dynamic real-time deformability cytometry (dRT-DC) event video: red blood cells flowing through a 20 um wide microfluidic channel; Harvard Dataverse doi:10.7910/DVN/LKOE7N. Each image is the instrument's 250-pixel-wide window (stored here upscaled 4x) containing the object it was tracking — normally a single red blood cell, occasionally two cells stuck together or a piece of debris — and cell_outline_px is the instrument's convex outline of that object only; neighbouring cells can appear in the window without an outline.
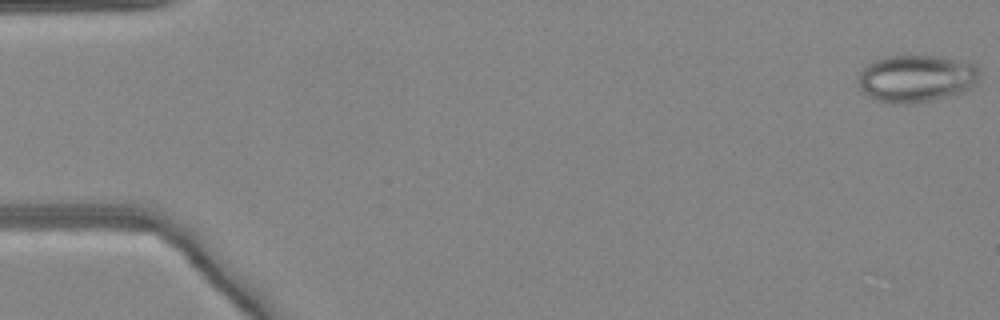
{"species": "common noctule bat (a hibernating species)", "species_latin": "Nyctalus noctula", "temperature_condition": "warm", "stored_images_in_passage": 43, "camera_frame_rate_fps": 3000, "um_per_image_px": 0.085, "animal": {"sex": "female", "body_mass_g": 24.6, "forearm_length_mm": 56.2}, "frame": {"image": 1, "passage_image": 1, "time_ms": 0.0, "image_size_px": [1000, 320], "cell_outline_px": [[980, 80], [972, 88], [964, 92], [932, 100], [908, 104], [892, 104], [876, 100], [860, 92], [860, 72], [872, 60], [884, 56], [940, 56], [972, 64], [980, 68]], "centroid_in_image_um": [77.9, 6.68], "position_along_channel_um": 7.1, "area_um2": 33.76}}
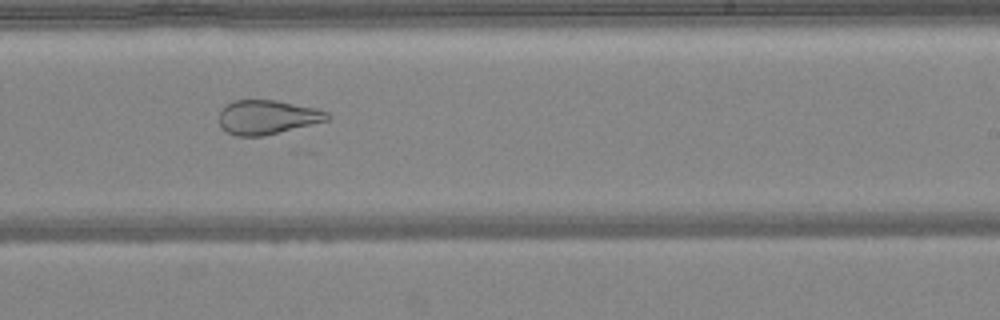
{"frame": {"image": 2, "passage_image": 30, "time_ms": 9.667, "image_size_px": [1000, 320], "cell_outline_px": [[328, 120], [260, 136], [236, 136], [220, 128], [220, 108], [224, 104], [236, 100], [276, 100], [316, 108], [328, 112]], "centroid_in_image_um": [22.66, 9.94], "position_along_channel_um": 266.3, "area_um2": 21.33}}
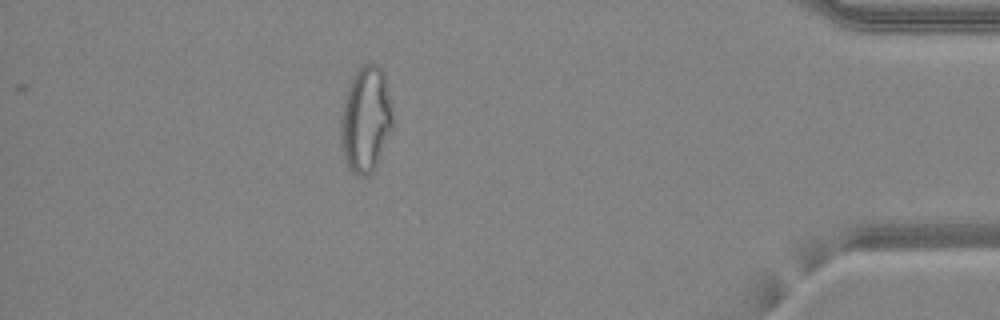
{"frame": {"image": 3, "passage_image": 43, "time_ms": 14.0, "image_size_px": [1000, 320], "cell_outline_px": [[392, 128], [376, 168], [368, 176], [356, 176], [352, 172], [344, 160], [340, 148], [340, 120], [344, 100], [348, 88], [356, 68], [368, 60], [376, 64], [384, 72], [392, 112]], "centroid_in_image_um": [31.07, 10.16], "position_along_channel_um": 404.1, "area_um2": 32.6}, "authors_computed_cell_mechanics": {"area_um2": 28.9578, "velocity_mm_per_s": 4.2734, "shape_relaxation_time_tau1_ms": null, "shape_relaxation_time_tau2_ms": 1.2903, "deformation_change_tau1": null, "deformation_change_tau2": 0.095}}